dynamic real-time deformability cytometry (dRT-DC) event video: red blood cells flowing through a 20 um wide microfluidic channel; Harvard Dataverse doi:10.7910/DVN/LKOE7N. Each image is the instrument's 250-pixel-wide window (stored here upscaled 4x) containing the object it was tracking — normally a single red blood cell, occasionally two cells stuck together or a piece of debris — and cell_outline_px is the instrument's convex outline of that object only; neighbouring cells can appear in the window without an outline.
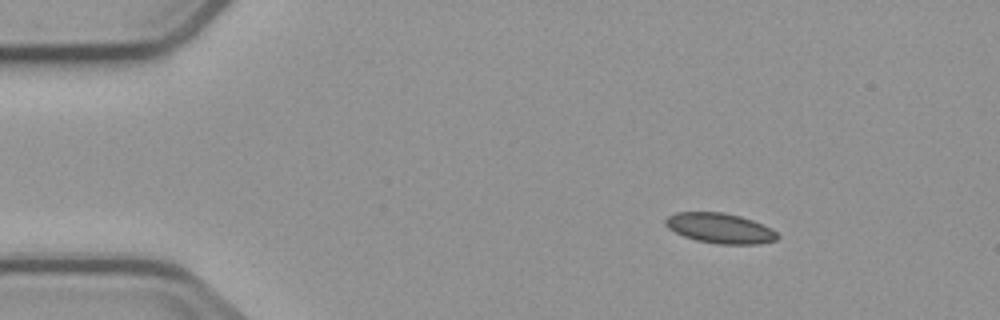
{"species": "common noctule bat (a hibernating species)", "species_latin": "Nyctalus noctula", "temperature_condition": "cold", "stored_images_in_passage": 3, "camera_frame_rate_fps": 3000, "um_per_image_px": 0.085, "animal": {"sex": "male", "body_mass_g": 23.1, "forearm_length_mm": 52.7}, "frame": {"image": 1, "passage_image": 1, "time_ms": 0.0, "image_size_px": [1000, 320], "cell_outline_px": [[780, 236], [776, 240], [756, 244], [716, 244], [696, 240], [684, 236], [668, 228], [664, 224], [664, 220], [668, 216], [676, 212], [724, 212], [740, 216], [752, 220], [772, 228]], "centroid_in_image_um": [61.19, 19.39], "position_along_channel_um": 23.8, "area_um2": 19.71}}